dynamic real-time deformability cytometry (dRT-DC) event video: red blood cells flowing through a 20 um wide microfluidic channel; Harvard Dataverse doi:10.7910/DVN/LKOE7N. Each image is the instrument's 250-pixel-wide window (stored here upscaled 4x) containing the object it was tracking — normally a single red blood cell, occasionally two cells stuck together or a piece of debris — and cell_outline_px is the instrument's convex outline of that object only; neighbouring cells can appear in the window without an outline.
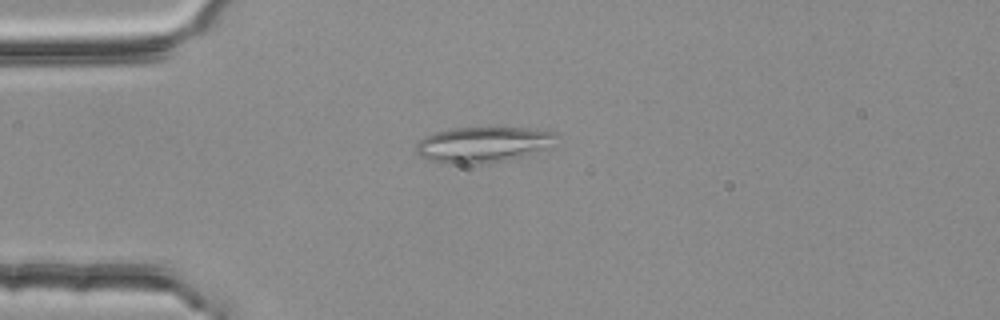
{"species": "common noctule bat (a hibernating species)", "species_latin": "Nyctalus noctula", "temperature_condition": "room temperature", "stored_images_in_passage": 2, "camera_frame_rate_fps": 3000, "um_per_image_px": 0.085, "animal": {"sex": "female", "body_mass_g": 25.1}, "frame": {"image": 1, "passage_image": 1, "time_ms": 0.0, "image_size_px": [1000, 320], "cell_outline_px": [[564, 136], [548, 148], [508, 160], [480, 164], [448, 164], [428, 160], [420, 156], [416, 152], [416, 140], [432, 132], [452, 128], [524, 128], [556, 132]], "centroid_in_image_um": [41.06, 12.29], "position_along_channel_um": 43.9, "area_um2": 29.71}}